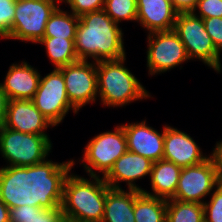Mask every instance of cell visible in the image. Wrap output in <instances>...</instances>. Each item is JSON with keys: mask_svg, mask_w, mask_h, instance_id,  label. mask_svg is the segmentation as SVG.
Returning a JSON list of instances; mask_svg holds the SVG:
<instances>
[{"mask_svg": "<svg viewBox=\"0 0 222 222\" xmlns=\"http://www.w3.org/2000/svg\"><path fill=\"white\" fill-rule=\"evenodd\" d=\"M166 222H205L204 206L199 203L168 199Z\"/></svg>", "mask_w": 222, "mask_h": 222, "instance_id": "d4e9b609", "label": "cell"}, {"mask_svg": "<svg viewBox=\"0 0 222 222\" xmlns=\"http://www.w3.org/2000/svg\"><path fill=\"white\" fill-rule=\"evenodd\" d=\"M74 160H45L32 166L0 168V199L9 209L22 205L54 208L62 204L63 185Z\"/></svg>", "mask_w": 222, "mask_h": 222, "instance_id": "6da1fadb", "label": "cell"}, {"mask_svg": "<svg viewBox=\"0 0 222 222\" xmlns=\"http://www.w3.org/2000/svg\"><path fill=\"white\" fill-rule=\"evenodd\" d=\"M62 222H82V221H77V220H73V219H69L67 217H64Z\"/></svg>", "mask_w": 222, "mask_h": 222, "instance_id": "d590c367", "label": "cell"}, {"mask_svg": "<svg viewBox=\"0 0 222 222\" xmlns=\"http://www.w3.org/2000/svg\"><path fill=\"white\" fill-rule=\"evenodd\" d=\"M210 197L209 202L203 203L204 220L205 222H222V183L214 188Z\"/></svg>", "mask_w": 222, "mask_h": 222, "instance_id": "4316f807", "label": "cell"}, {"mask_svg": "<svg viewBox=\"0 0 222 222\" xmlns=\"http://www.w3.org/2000/svg\"><path fill=\"white\" fill-rule=\"evenodd\" d=\"M91 180L69 173L63 185L64 217L82 222H102L109 185L103 176Z\"/></svg>", "mask_w": 222, "mask_h": 222, "instance_id": "3957f363", "label": "cell"}, {"mask_svg": "<svg viewBox=\"0 0 222 222\" xmlns=\"http://www.w3.org/2000/svg\"><path fill=\"white\" fill-rule=\"evenodd\" d=\"M59 0H16L13 27L9 40L38 43L44 36L47 21Z\"/></svg>", "mask_w": 222, "mask_h": 222, "instance_id": "52a82bcc", "label": "cell"}, {"mask_svg": "<svg viewBox=\"0 0 222 222\" xmlns=\"http://www.w3.org/2000/svg\"><path fill=\"white\" fill-rule=\"evenodd\" d=\"M52 150L48 135L26 134L2 126L0 153L7 166H32L46 160Z\"/></svg>", "mask_w": 222, "mask_h": 222, "instance_id": "8992f818", "label": "cell"}, {"mask_svg": "<svg viewBox=\"0 0 222 222\" xmlns=\"http://www.w3.org/2000/svg\"><path fill=\"white\" fill-rule=\"evenodd\" d=\"M0 38L7 39V35L0 29Z\"/></svg>", "mask_w": 222, "mask_h": 222, "instance_id": "8d00e7d4", "label": "cell"}, {"mask_svg": "<svg viewBox=\"0 0 222 222\" xmlns=\"http://www.w3.org/2000/svg\"><path fill=\"white\" fill-rule=\"evenodd\" d=\"M167 200L140 192L135 197V222H166Z\"/></svg>", "mask_w": 222, "mask_h": 222, "instance_id": "44dd1931", "label": "cell"}, {"mask_svg": "<svg viewBox=\"0 0 222 222\" xmlns=\"http://www.w3.org/2000/svg\"><path fill=\"white\" fill-rule=\"evenodd\" d=\"M163 149V159L181 168L201 164L209 158L190 135L168 125H165Z\"/></svg>", "mask_w": 222, "mask_h": 222, "instance_id": "4fadbf2b", "label": "cell"}, {"mask_svg": "<svg viewBox=\"0 0 222 222\" xmlns=\"http://www.w3.org/2000/svg\"><path fill=\"white\" fill-rule=\"evenodd\" d=\"M10 222H62V205L54 208H39L22 205L9 209Z\"/></svg>", "mask_w": 222, "mask_h": 222, "instance_id": "603a6c76", "label": "cell"}, {"mask_svg": "<svg viewBox=\"0 0 222 222\" xmlns=\"http://www.w3.org/2000/svg\"><path fill=\"white\" fill-rule=\"evenodd\" d=\"M216 168V174L219 183H222V141L216 142L215 148H213L212 154L209 156Z\"/></svg>", "mask_w": 222, "mask_h": 222, "instance_id": "1f68e13d", "label": "cell"}, {"mask_svg": "<svg viewBox=\"0 0 222 222\" xmlns=\"http://www.w3.org/2000/svg\"><path fill=\"white\" fill-rule=\"evenodd\" d=\"M8 102L9 98L6 96V93L2 89V85L0 83V128L4 126L6 121Z\"/></svg>", "mask_w": 222, "mask_h": 222, "instance_id": "836d02e7", "label": "cell"}, {"mask_svg": "<svg viewBox=\"0 0 222 222\" xmlns=\"http://www.w3.org/2000/svg\"><path fill=\"white\" fill-rule=\"evenodd\" d=\"M127 138V151L137 153L152 162L163 159L165 126L162 133L146 124V120L122 124Z\"/></svg>", "mask_w": 222, "mask_h": 222, "instance_id": "9a60e30c", "label": "cell"}, {"mask_svg": "<svg viewBox=\"0 0 222 222\" xmlns=\"http://www.w3.org/2000/svg\"><path fill=\"white\" fill-rule=\"evenodd\" d=\"M138 190L108 188L102 222H135L134 202Z\"/></svg>", "mask_w": 222, "mask_h": 222, "instance_id": "ffe728a7", "label": "cell"}, {"mask_svg": "<svg viewBox=\"0 0 222 222\" xmlns=\"http://www.w3.org/2000/svg\"><path fill=\"white\" fill-rule=\"evenodd\" d=\"M153 162L137 153L126 151L115 162L109 172L103 177L110 188L122 189L120 182H126L129 190L142 191L136 185L138 179L150 176Z\"/></svg>", "mask_w": 222, "mask_h": 222, "instance_id": "5bb4252c", "label": "cell"}, {"mask_svg": "<svg viewBox=\"0 0 222 222\" xmlns=\"http://www.w3.org/2000/svg\"><path fill=\"white\" fill-rule=\"evenodd\" d=\"M137 20L148 34L171 31L174 28L178 12L171 0H136Z\"/></svg>", "mask_w": 222, "mask_h": 222, "instance_id": "e0dca14e", "label": "cell"}, {"mask_svg": "<svg viewBox=\"0 0 222 222\" xmlns=\"http://www.w3.org/2000/svg\"><path fill=\"white\" fill-rule=\"evenodd\" d=\"M105 0H62L70 7V12L80 17L89 12H95L104 8Z\"/></svg>", "mask_w": 222, "mask_h": 222, "instance_id": "83f0119b", "label": "cell"}, {"mask_svg": "<svg viewBox=\"0 0 222 222\" xmlns=\"http://www.w3.org/2000/svg\"><path fill=\"white\" fill-rule=\"evenodd\" d=\"M192 12L202 19L211 17L222 18V0H198L196 8Z\"/></svg>", "mask_w": 222, "mask_h": 222, "instance_id": "f546056e", "label": "cell"}, {"mask_svg": "<svg viewBox=\"0 0 222 222\" xmlns=\"http://www.w3.org/2000/svg\"><path fill=\"white\" fill-rule=\"evenodd\" d=\"M147 40L149 75L167 72L189 60L184 44L173 30L149 33Z\"/></svg>", "mask_w": 222, "mask_h": 222, "instance_id": "30bf717a", "label": "cell"}, {"mask_svg": "<svg viewBox=\"0 0 222 222\" xmlns=\"http://www.w3.org/2000/svg\"><path fill=\"white\" fill-rule=\"evenodd\" d=\"M5 127L36 135H47L48 127L54 125L36 108L32 100H9Z\"/></svg>", "mask_w": 222, "mask_h": 222, "instance_id": "2e32d148", "label": "cell"}, {"mask_svg": "<svg viewBox=\"0 0 222 222\" xmlns=\"http://www.w3.org/2000/svg\"><path fill=\"white\" fill-rule=\"evenodd\" d=\"M32 102L54 126L62 123L69 110H73L74 114L78 113L70 104L63 74L58 68H54L43 78L40 77Z\"/></svg>", "mask_w": 222, "mask_h": 222, "instance_id": "9c48e42d", "label": "cell"}, {"mask_svg": "<svg viewBox=\"0 0 222 222\" xmlns=\"http://www.w3.org/2000/svg\"><path fill=\"white\" fill-rule=\"evenodd\" d=\"M219 184L216 168L209 157L201 164L182 168L175 195L171 199L203 204Z\"/></svg>", "mask_w": 222, "mask_h": 222, "instance_id": "7c38bea8", "label": "cell"}, {"mask_svg": "<svg viewBox=\"0 0 222 222\" xmlns=\"http://www.w3.org/2000/svg\"><path fill=\"white\" fill-rule=\"evenodd\" d=\"M181 170V167L171 161L161 159L153 162L149 176L153 192H148L145 189L141 192L153 197L171 199L175 195Z\"/></svg>", "mask_w": 222, "mask_h": 222, "instance_id": "d6986e66", "label": "cell"}, {"mask_svg": "<svg viewBox=\"0 0 222 222\" xmlns=\"http://www.w3.org/2000/svg\"><path fill=\"white\" fill-rule=\"evenodd\" d=\"M126 57L96 62L98 97L107 107H122L150 97V93L125 66Z\"/></svg>", "mask_w": 222, "mask_h": 222, "instance_id": "277c9868", "label": "cell"}, {"mask_svg": "<svg viewBox=\"0 0 222 222\" xmlns=\"http://www.w3.org/2000/svg\"><path fill=\"white\" fill-rule=\"evenodd\" d=\"M174 9L178 12H192L197 6L198 0H171Z\"/></svg>", "mask_w": 222, "mask_h": 222, "instance_id": "d6a6232c", "label": "cell"}, {"mask_svg": "<svg viewBox=\"0 0 222 222\" xmlns=\"http://www.w3.org/2000/svg\"><path fill=\"white\" fill-rule=\"evenodd\" d=\"M58 69L63 74L70 104L77 111L86 104L96 101L98 98L96 62L79 60Z\"/></svg>", "mask_w": 222, "mask_h": 222, "instance_id": "8fae6325", "label": "cell"}, {"mask_svg": "<svg viewBox=\"0 0 222 222\" xmlns=\"http://www.w3.org/2000/svg\"><path fill=\"white\" fill-rule=\"evenodd\" d=\"M127 151V138L122 125L113 131H106L93 137L85 146L82 165L89 177H103L113 167L114 162ZM95 169V170H94ZM96 171V172H95Z\"/></svg>", "mask_w": 222, "mask_h": 222, "instance_id": "ba28073f", "label": "cell"}, {"mask_svg": "<svg viewBox=\"0 0 222 222\" xmlns=\"http://www.w3.org/2000/svg\"><path fill=\"white\" fill-rule=\"evenodd\" d=\"M40 77L38 70L26 61L20 64L13 63L4 82L1 83L2 89L9 100H32L38 89Z\"/></svg>", "mask_w": 222, "mask_h": 222, "instance_id": "ac0fdd59", "label": "cell"}, {"mask_svg": "<svg viewBox=\"0 0 222 222\" xmlns=\"http://www.w3.org/2000/svg\"><path fill=\"white\" fill-rule=\"evenodd\" d=\"M16 0H0V29L8 36L15 17Z\"/></svg>", "mask_w": 222, "mask_h": 222, "instance_id": "f1b7e54d", "label": "cell"}, {"mask_svg": "<svg viewBox=\"0 0 222 222\" xmlns=\"http://www.w3.org/2000/svg\"><path fill=\"white\" fill-rule=\"evenodd\" d=\"M103 10L117 24L122 20H137L136 0H105Z\"/></svg>", "mask_w": 222, "mask_h": 222, "instance_id": "484cf974", "label": "cell"}, {"mask_svg": "<svg viewBox=\"0 0 222 222\" xmlns=\"http://www.w3.org/2000/svg\"><path fill=\"white\" fill-rule=\"evenodd\" d=\"M173 31L184 44L189 60L199 59L216 72H221V53L207 33L202 18L193 12L178 13Z\"/></svg>", "mask_w": 222, "mask_h": 222, "instance_id": "5b68a950", "label": "cell"}, {"mask_svg": "<svg viewBox=\"0 0 222 222\" xmlns=\"http://www.w3.org/2000/svg\"><path fill=\"white\" fill-rule=\"evenodd\" d=\"M9 208L0 199V222H10Z\"/></svg>", "mask_w": 222, "mask_h": 222, "instance_id": "e575fe53", "label": "cell"}, {"mask_svg": "<svg viewBox=\"0 0 222 222\" xmlns=\"http://www.w3.org/2000/svg\"><path fill=\"white\" fill-rule=\"evenodd\" d=\"M79 17L58 6L47 21L43 37L75 39Z\"/></svg>", "mask_w": 222, "mask_h": 222, "instance_id": "cb8c5ba5", "label": "cell"}, {"mask_svg": "<svg viewBox=\"0 0 222 222\" xmlns=\"http://www.w3.org/2000/svg\"><path fill=\"white\" fill-rule=\"evenodd\" d=\"M205 29L210 35L216 49L222 52V18L211 17L203 19Z\"/></svg>", "mask_w": 222, "mask_h": 222, "instance_id": "4dcf8cb0", "label": "cell"}, {"mask_svg": "<svg viewBox=\"0 0 222 222\" xmlns=\"http://www.w3.org/2000/svg\"><path fill=\"white\" fill-rule=\"evenodd\" d=\"M119 27L103 9L81 15L74 42L78 59L98 62L126 57Z\"/></svg>", "mask_w": 222, "mask_h": 222, "instance_id": "7a4b0ae2", "label": "cell"}, {"mask_svg": "<svg viewBox=\"0 0 222 222\" xmlns=\"http://www.w3.org/2000/svg\"><path fill=\"white\" fill-rule=\"evenodd\" d=\"M75 39L43 37L38 43L46 48L47 56L55 68L79 61L75 52Z\"/></svg>", "mask_w": 222, "mask_h": 222, "instance_id": "7402d4cb", "label": "cell"}]
</instances>
